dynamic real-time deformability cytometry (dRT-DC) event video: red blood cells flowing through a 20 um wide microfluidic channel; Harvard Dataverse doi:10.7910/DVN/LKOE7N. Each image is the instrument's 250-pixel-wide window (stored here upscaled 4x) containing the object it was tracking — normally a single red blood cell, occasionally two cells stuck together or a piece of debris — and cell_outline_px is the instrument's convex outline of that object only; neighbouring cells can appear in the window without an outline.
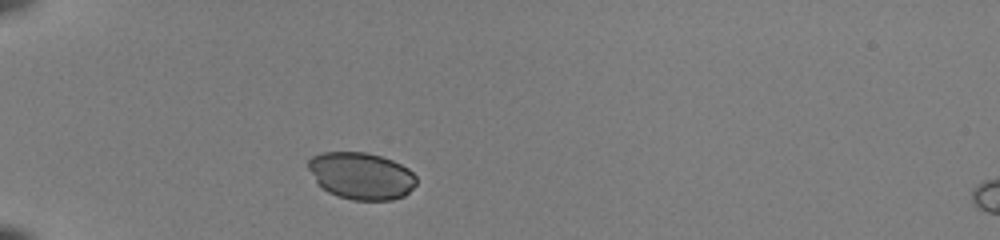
{"species": "common noctule bat (a hibernating species)", "species_latin": "Nyctalus noctula", "temperature_condition": "room temperature", "stored_images_in_passage": 36, "camera_frame_rate_fps": 3000, "um_per_image_px": 0.085, "animal": {"sex": "female", "body_mass_g": 22.0, "forearm_length_mm": 56.7}, "frame": {"image": 1, "passage_image": 1, "time_ms": 0.0, "image_size_px": [1000, 240], "cell_outline_px": [[416, 184], [404, 196], [392, 200], [352, 200], [336, 196], [328, 192], [316, 180], [308, 168], [308, 160], [312, 156], [320, 152], [364, 152], [380, 156], [392, 160], [408, 168], [416, 176]], "centroid_in_image_um": [30.71, 14.94], "position_along_channel_um": 54.3, "area_um2": 29.54}}
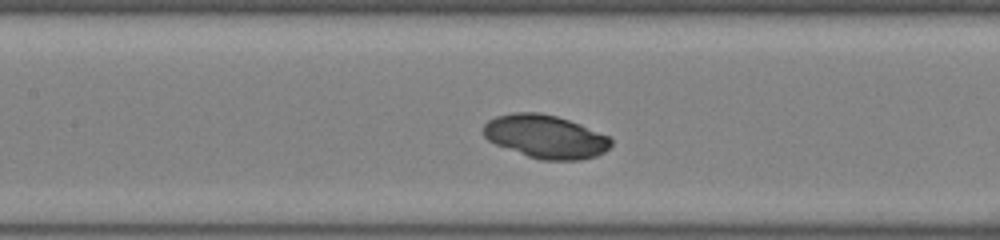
{"frame": {"image": 2, "passage_image": 11, "time_ms": 3.333, "image_size_px": [1000, 240], "cell_outline_px": [[612, 144], [604, 152], [596, 156], [580, 160], [540, 160], [528, 156], [496, 144], [488, 140], [484, 136], [484, 124], [488, 120], [496, 116], [516, 112], [540, 112], [556, 116], [580, 124], [608, 136], [612, 140]], "centroid_in_image_um": [46.37, 11.61], "position_along_channel_um": 161.0, "area_um2": 32.02}}
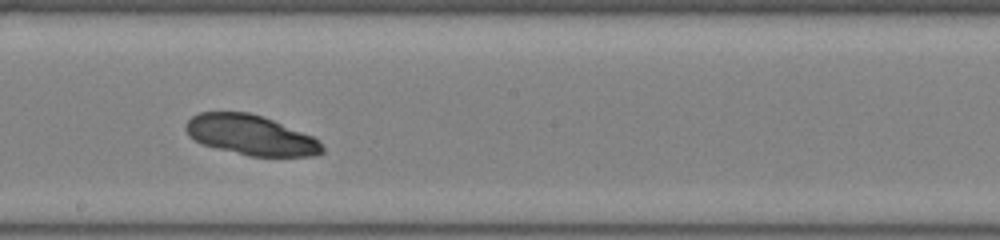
{"frame": {"image": 3, "passage_image": 16, "time_ms": 5.0, "image_size_px": [1000, 240], "cell_outline_px": [[324, 152], [316, 156], [248, 156], [200, 144], [188, 136], [184, 128], [184, 124], [192, 116], [200, 112], [248, 112], [272, 120], [312, 136], [320, 140], [324, 148]], "centroid_in_image_um": [21.29, 11.49], "position_along_channel_um": 226.9, "area_um2": 31.91}}